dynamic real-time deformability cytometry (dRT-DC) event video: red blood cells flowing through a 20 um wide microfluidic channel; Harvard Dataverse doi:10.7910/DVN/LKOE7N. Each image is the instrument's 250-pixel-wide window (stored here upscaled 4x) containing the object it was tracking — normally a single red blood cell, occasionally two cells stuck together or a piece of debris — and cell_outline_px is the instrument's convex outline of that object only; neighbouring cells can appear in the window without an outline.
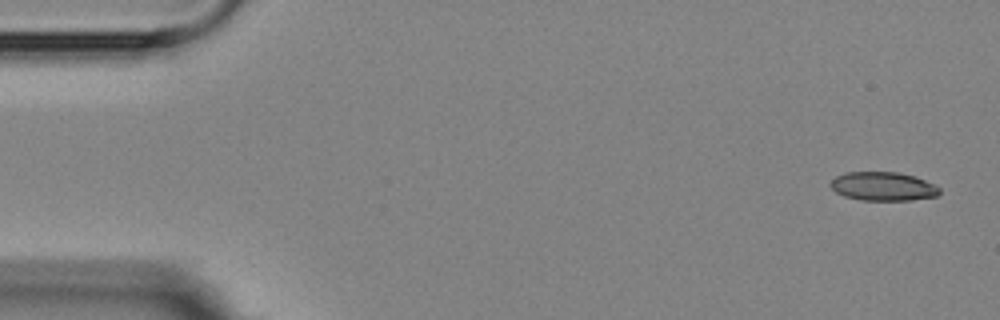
{"species": "Egyptian fruit bat (a non-hibernating species)", "species_latin": "Rousettus aegyptiacus", "temperature_condition": "room temperature", "stored_images_in_passage": 5, "camera_frame_rate_fps": 3000, "um_per_image_px": 0.085, "animal": {"sex": "female"}, "frame": {"image": 1, "passage_image": 1, "time_ms": 0.0, "image_size_px": [1000, 320], "cell_outline_px": [[940, 192], [936, 196], [912, 200], [860, 200], [844, 196], [836, 192], [828, 184], [836, 176], [844, 172], [896, 172], [916, 176], [940, 188]], "centroid_in_image_um": [75.03, 15.84], "position_along_channel_um": 10.0, "area_um2": 18.26}}
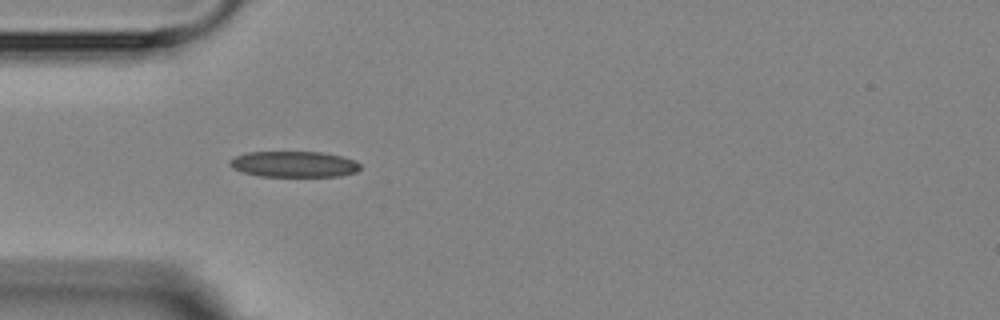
{"frame": {"image": 2, "passage_image": 5, "time_ms": 4.667, "image_size_px": [1000, 320], "cell_outline_px": [[360, 168], [356, 172], [340, 176], [260, 176], [244, 172], [232, 168], [228, 164], [228, 160], [236, 156], [248, 152], [324, 152], [344, 156], [356, 160], [360, 164]], "centroid_in_image_um": [25.01, 13.95], "position_along_channel_um": 60.0, "area_um2": 19.83}}